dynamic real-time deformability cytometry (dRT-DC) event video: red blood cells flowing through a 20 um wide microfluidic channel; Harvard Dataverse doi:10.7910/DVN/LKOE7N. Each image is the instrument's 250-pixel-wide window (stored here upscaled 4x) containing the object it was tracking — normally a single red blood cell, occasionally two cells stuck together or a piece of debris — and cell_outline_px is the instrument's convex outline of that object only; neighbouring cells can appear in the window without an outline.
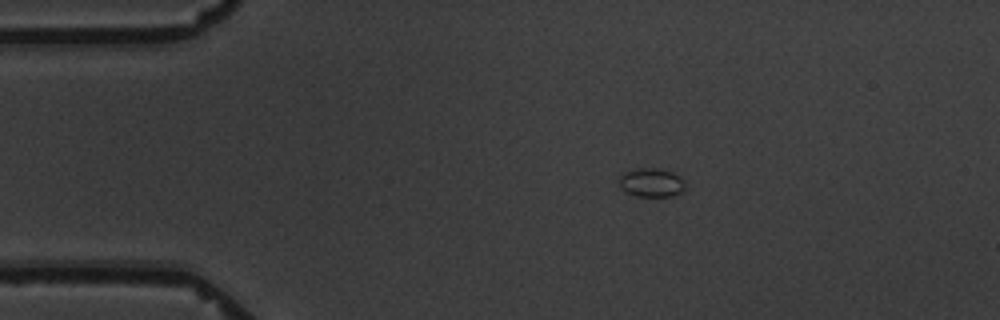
{"species": "common noctule bat (a hibernating species)", "species_latin": "Nyctalus noctula", "temperature_condition": "warm", "stored_images_in_passage": 5, "camera_frame_rate_fps": 3000, "um_per_image_px": 0.085, "animal": {"sex": "male", "body_mass_g": 19.5, "forearm_length_mm": 54.6}, "frame": {"image": 1, "passage_image": 2, "time_ms": 1.0, "image_size_px": [1000, 320], "cell_outline_px": [[684, 188], [680, 192], [672, 196], [636, 196], [624, 192], [620, 188], [620, 176], [624, 172], [640, 168], [656, 168], [672, 172], [680, 176], [684, 180]], "centroid_in_image_um": [55.35, 15.52], "position_along_channel_um": 29.6, "area_um2": 11.04}}